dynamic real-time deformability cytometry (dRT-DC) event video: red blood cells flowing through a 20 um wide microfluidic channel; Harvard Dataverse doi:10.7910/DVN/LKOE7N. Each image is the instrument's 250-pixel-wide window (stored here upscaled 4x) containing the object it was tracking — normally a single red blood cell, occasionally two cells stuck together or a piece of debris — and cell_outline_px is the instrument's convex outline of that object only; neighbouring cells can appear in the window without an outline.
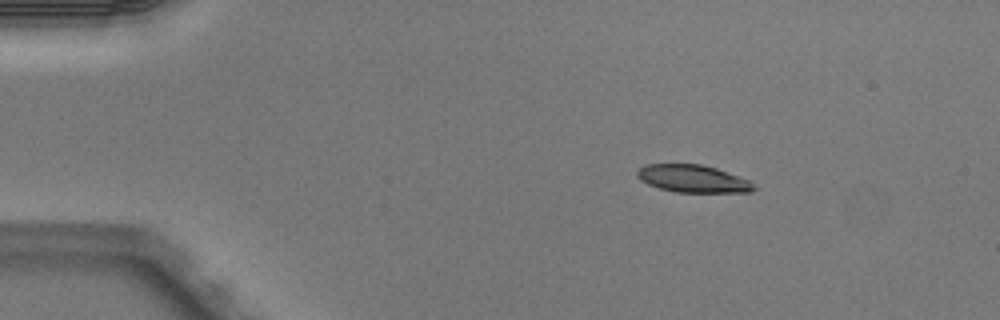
{"species": "Egyptian fruit bat (a non-hibernating species)", "species_latin": "Rousettus aegyptiacus", "temperature_condition": "warm", "stored_images_in_passage": 4, "camera_frame_rate_fps": 3000, "um_per_image_px": 0.085, "animal": {"sex": "male"}, "frame": {"image": 1, "passage_image": 2, "time_ms": 0.333, "image_size_px": [1000, 320], "cell_outline_px": [[756, 188], [752, 192], [676, 192], [660, 188], [648, 184], [640, 180], [636, 176], [636, 172], [644, 164], [700, 164], [716, 168], [748, 180]], "centroid_in_image_um": [58.86, 15.19], "position_along_channel_um": 26.1, "area_um2": 18.55}}